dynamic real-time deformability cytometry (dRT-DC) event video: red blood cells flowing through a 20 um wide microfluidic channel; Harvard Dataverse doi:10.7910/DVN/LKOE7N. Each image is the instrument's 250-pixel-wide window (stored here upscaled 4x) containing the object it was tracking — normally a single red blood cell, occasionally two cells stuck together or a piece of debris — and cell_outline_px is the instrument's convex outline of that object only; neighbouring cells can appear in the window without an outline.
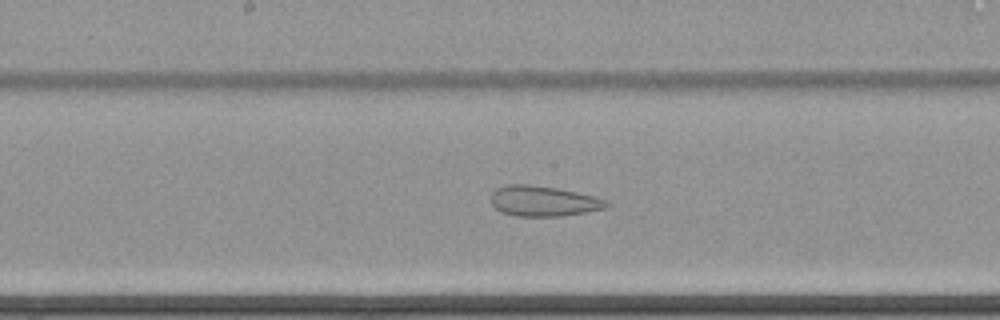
{"species": "common noctule bat (a hibernating species)", "species_latin": "Nyctalus noctula", "temperature_condition": "cold", "stored_images_in_passage": 48, "camera_frame_rate_fps": 3000, "um_per_image_px": 0.085, "animal": {"sex": "female", "body_mass_g": 22.7, "forearm_length_mm": 54.2}, "frame": {"image": 1, "passage_image": 20, "time_ms": 6.333, "image_size_px": [1000, 320], "cell_outline_px": [[612, 204], [608, 208], [564, 216], [516, 216], [500, 212], [492, 204], [492, 192], [496, 188], [508, 184], [528, 184], [556, 188], [576, 192], [608, 200]], "centroid_in_image_um": [46.22, 17.1], "position_along_channel_um": 202.0, "area_um2": 20.58}}
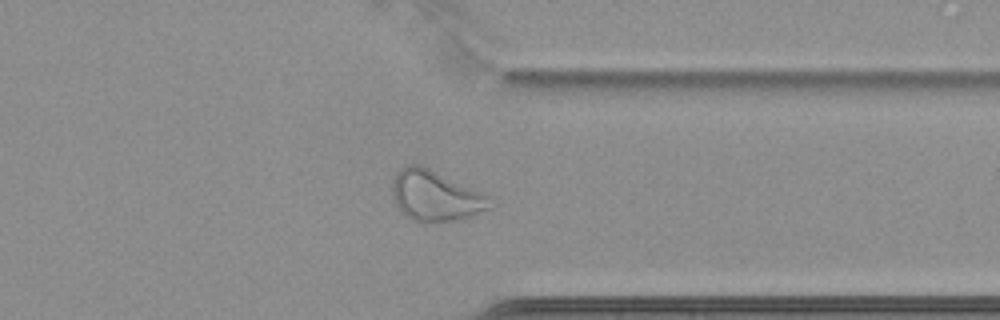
{"frame": {"image": 2, "passage_image": 35, "time_ms": 11.333, "image_size_px": [1000, 320], "cell_outline_px": [[492, 208], [456, 220], [424, 224], [420, 224], [404, 216], [396, 204], [392, 196], [392, 176], [400, 168], [408, 164], [420, 164], [492, 196]], "centroid_in_image_um": [36.99, 16.65], "position_along_channel_um": 374.4, "area_um2": 29.42}}
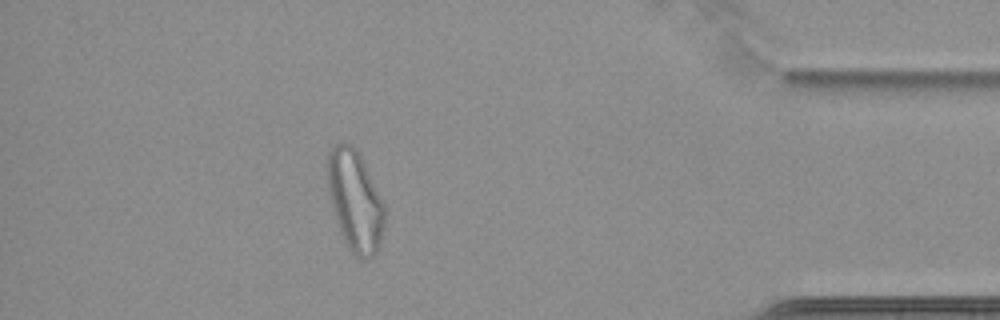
{"frame": {"image": 3, "passage_image": 41, "time_ms": 13.333, "image_size_px": [1000, 320], "cell_outline_px": [[384, 228], [376, 252], [372, 256], [364, 260], [360, 260], [348, 248], [340, 232], [328, 196], [328, 152], [336, 144], [352, 144], [360, 152], [384, 204]], "centroid_in_image_um": [30.18, 17.07], "position_along_channel_um": 405.0, "area_um2": 33.47}}